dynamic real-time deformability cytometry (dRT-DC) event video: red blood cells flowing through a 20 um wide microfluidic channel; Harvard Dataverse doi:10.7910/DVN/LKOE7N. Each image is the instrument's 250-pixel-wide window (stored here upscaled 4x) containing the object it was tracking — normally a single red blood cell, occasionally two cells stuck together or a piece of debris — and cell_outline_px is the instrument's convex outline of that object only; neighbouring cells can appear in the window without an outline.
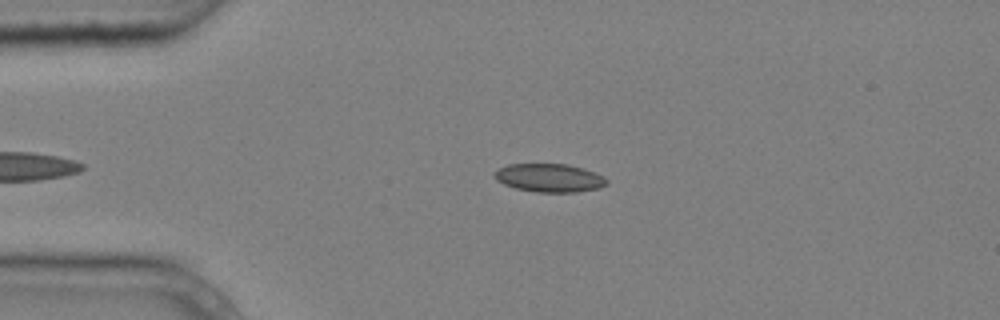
{"species": "common noctule bat (a hibernating species)", "species_latin": "Nyctalus noctula", "temperature_condition": "cold", "stored_images_in_passage": 2, "camera_frame_rate_fps": 3000, "um_per_image_px": 0.085, "animal": {"sex": "male", "body_mass_g": 20.4}, "frame": {"image": 1, "passage_image": 1, "time_ms": 0.0, "image_size_px": [1000, 320], "cell_outline_px": [[608, 184], [600, 188], [576, 192], [536, 192], [516, 188], [504, 184], [496, 180], [492, 176], [492, 172], [496, 168], [508, 164], [568, 164], [584, 168], [604, 176], [608, 180]], "centroid_in_image_um": [46.68, 15.11], "position_along_channel_um": 38.3, "area_um2": 18.84}}